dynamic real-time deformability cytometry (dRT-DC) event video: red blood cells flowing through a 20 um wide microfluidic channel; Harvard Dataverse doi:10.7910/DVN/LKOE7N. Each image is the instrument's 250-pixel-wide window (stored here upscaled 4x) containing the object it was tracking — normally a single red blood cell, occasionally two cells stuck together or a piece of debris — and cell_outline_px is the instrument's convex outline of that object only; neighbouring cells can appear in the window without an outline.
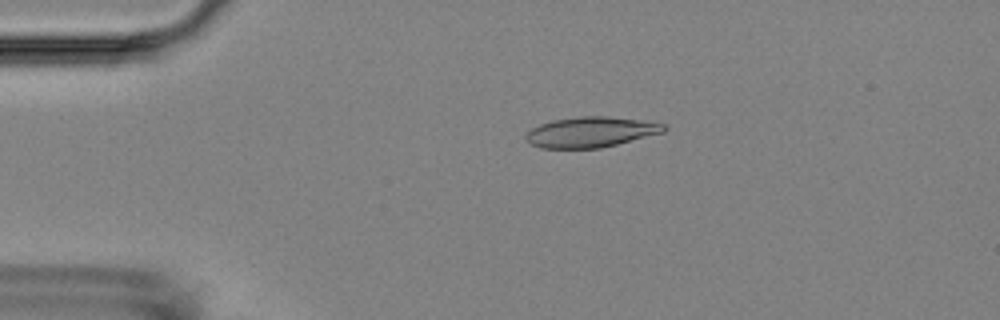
{"species": "Egyptian fruit bat (a non-hibernating species)", "species_latin": "Rousettus aegyptiacus", "temperature_condition": "room temperature", "stored_images_in_passage": 11, "camera_frame_rate_fps": 3000, "um_per_image_px": 0.085, "animal": {"sex": "female"}, "frame": {"image": 1, "passage_image": 4, "time_ms": 3.333, "image_size_px": [1000, 320], "cell_outline_px": [[668, 128], [664, 132], [600, 148], [540, 148], [532, 144], [524, 136], [532, 128], [540, 124], [552, 120], [576, 116], [608, 116], [668, 124]], "centroid_in_image_um": [50.23, 11.21], "position_along_channel_um": 34.8, "area_um2": 24.39}}
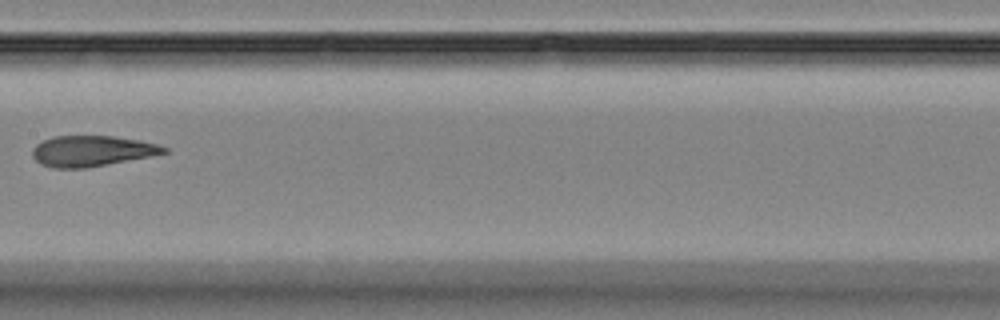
{"frame": {"image": 2, "passage_image": 8, "time_ms": 9.0, "image_size_px": [1000, 320], "cell_outline_px": [[168, 152], [152, 156], [88, 168], [52, 168], [40, 164], [32, 156], [32, 148], [36, 144], [52, 136], [112, 136], [140, 140], [156, 144], [168, 148]], "centroid_in_image_um": [7.79, 12.84], "position_along_channel_um": 199.6, "area_um2": 23.7}}
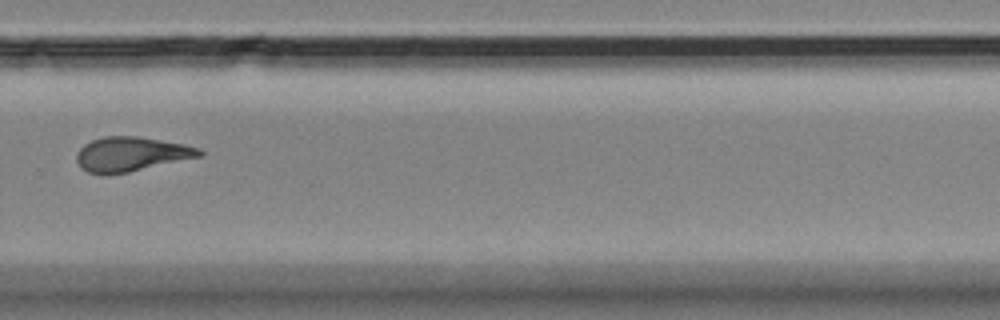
{"frame": {"image": 3, "passage_image": 11, "time_ms": 12.333, "image_size_px": [1000, 320], "cell_outline_px": [[204, 152], [200, 156], [128, 172], [104, 176], [88, 172], [80, 168], [76, 160], [76, 152], [84, 144], [92, 140], [104, 136], [136, 136], [184, 144], [200, 148]], "centroid_in_image_um": [11.08, 13.11], "position_along_channel_um": 318.7, "area_um2": 24.68}}